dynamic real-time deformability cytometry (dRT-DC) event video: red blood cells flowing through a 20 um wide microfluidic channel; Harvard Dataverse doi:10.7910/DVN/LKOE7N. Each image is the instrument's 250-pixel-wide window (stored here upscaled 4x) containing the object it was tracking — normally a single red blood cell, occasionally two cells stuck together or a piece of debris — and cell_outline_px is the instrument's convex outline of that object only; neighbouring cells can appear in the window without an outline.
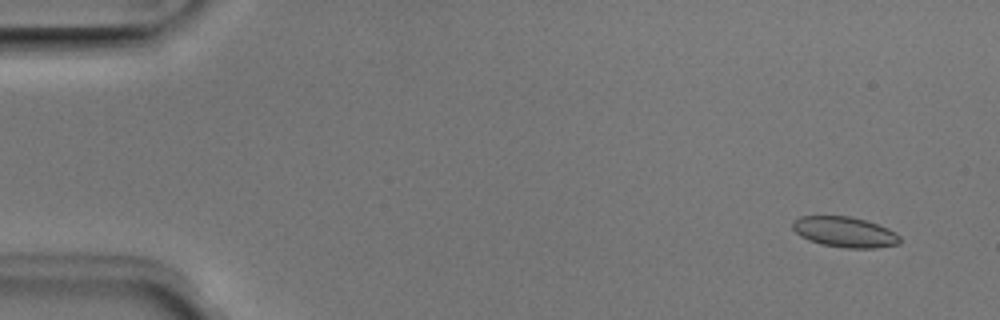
{"species": "Egyptian fruit bat (a non-hibernating species)", "species_latin": "Rousettus aegyptiacus", "temperature_condition": "room temperature", "stored_images_in_passage": 52, "camera_frame_rate_fps": 3000, "um_per_image_px": 0.085, "animal": {"sex": "male"}, "frame": {"image": 1, "passage_image": 4, "time_ms": 1.0, "image_size_px": [1000, 320], "cell_outline_px": [[900, 244], [876, 248], [844, 248], [820, 244], [808, 240], [800, 236], [792, 228], [792, 220], [800, 216], [852, 216], [888, 228], [896, 232], [900, 236]], "centroid_in_image_um": [71.79, 19.72], "position_along_channel_um": 13.2, "area_um2": 19.25}}
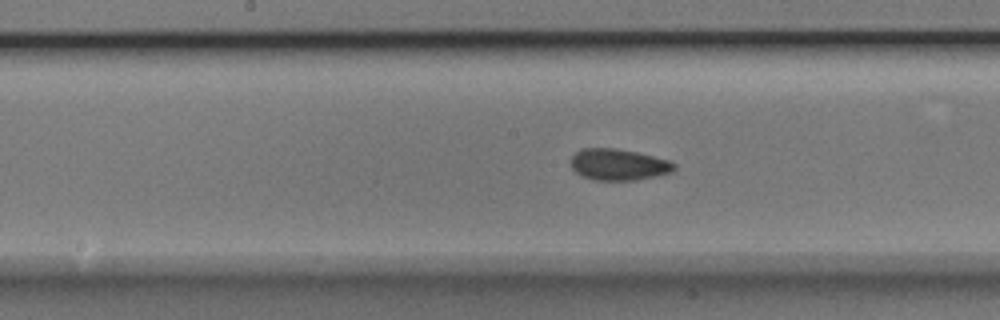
{"frame": {"image": 2, "passage_image": 27, "time_ms": 8.667, "image_size_px": [1000, 320], "cell_outline_px": [[676, 168], [672, 172], [656, 176], [636, 180], [592, 180], [580, 176], [572, 168], [572, 156], [580, 148], [616, 148], [636, 152], [668, 160], [676, 164]], "centroid_in_image_um": [52.56, 13.99], "position_along_channel_um": 195.6, "area_um2": 18.96}}
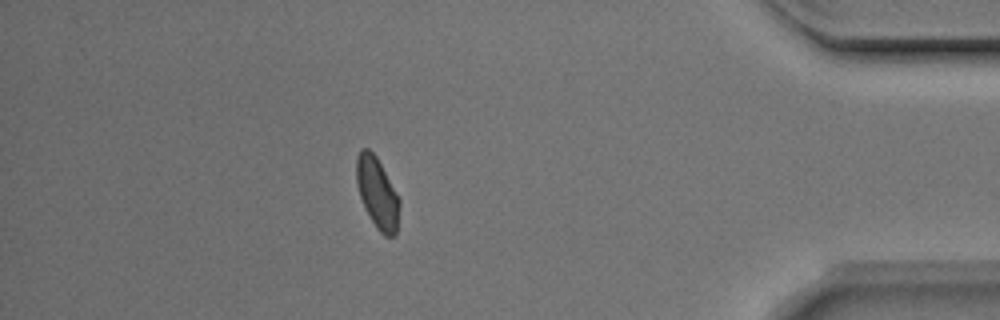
{"frame": {"image": 3, "passage_image": 46, "time_ms": 15.0, "image_size_px": [1000, 320], "cell_outline_px": [[400, 204], [396, 232], [392, 236], [384, 236], [376, 228], [360, 196], [356, 184], [356, 160], [360, 148], [368, 148], [376, 156], [400, 200]], "centroid_in_image_um": [32.06, 16.38], "position_along_channel_um": 403.1, "area_um2": 17.46}, "authors_computed_cell_mechanics": {"area_um2": 18.785, "velocity_mm_per_s": 3.9449, "shape_relaxation_time_tau1_ms": 2.7265, "shape_relaxation_time_tau2_ms": 1.3702, "deformation_change_tau1": 0.0734, "deformation_change_tau2": 0.0568}}